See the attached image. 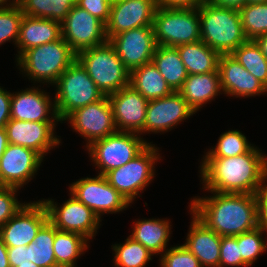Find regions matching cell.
<instances>
[{
	"instance_id": "1",
	"label": "cell",
	"mask_w": 267,
	"mask_h": 267,
	"mask_svg": "<svg viewBox=\"0 0 267 267\" xmlns=\"http://www.w3.org/2000/svg\"><path fill=\"white\" fill-rule=\"evenodd\" d=\"M257 147L234 157H204L202 189L218 193L256 194L267 182V156Z\"/></svg>"
},
{
	"instance_id": "2",
	"label": "cell",
	"mask_w": 267,
	"mask_h": 267,
	"mask_svg": "<svg viewBox=\"0 0 267 267\" xmlns=\"http://www.w3.org/2000/svg\"><path fill=\"white\" fill-rule=\"evenodd\" d=\"M195 197L190 211L220 236H237L257 228L256 194L218 193Z\"/></svg>"
},
{
	"instance_id": "3",
	"label": "cell",
	"mask_w": 267,
	"mask_h": 267,
	"mask_svg": "<svg viewBox=\"0 0 267 267\" xmlns=\"http://www.w3.org/2000/svg\"><path fill=\"white\" fill-rule=\"evenodd\" d=\"M198 10L201 41L220 55L231 54L247 41L237 9L218 7L206 0Z\"/></svg>"
},
{
	"instance_id": "4",
	"label": "cell",
	"mask_w": 267,
	"mask_h": 267,
	"mask_svg": "<svg viewBox=\"0 0 267 267\" xmlns=\"http://www.w3.org/2000/svg\"><path fill=\"white\" fill-rule=\"evenodd\" d=\"M76 60V53L61 37L26 50L15 62L20 72L35 84L54 85L61 74Z\"/></svg>"
},
{
	"instance_id": "5",
	"label": "cell",
	"mask_w": 267,
	"mask_h": 267,
	"mask_svg": "<svg viewBox=\"0 0 267 267\" xmlns=\"http://www.w3.org/2000/svg\"><path fill=\"white\" fill-rule=\"evenodd\" d=\"M76 60L106 96L129 85L130 71L109 41L80 51Z\"/></svg>"
},
{
	"instance_id": "6",
	"label": "cell",
	"mask_w": 267,
	"mask_h": 267,
	"mask_svg": "<svg viewBox=\"0 0 267 267\" xmlns=\"http://www.w3.org/2000/svg\"><path fill=\"white\" fill-rule=\"evenodd\" d=\"M55 85V108L61 123L76 109L105 96L77 60L61 74Z\"/></svg>"
},
{
	"instance_id": "7",
	"label": "cell",
	"mask_w": 267,
	"mask_h": 267,
	"mask_svg": "<svg viewBox=\"0 0 267 267\" xmlns=\"http://www.w3.org/2000/svg\"><path fill=\"white\" fill-rule=\"evenodd\" d=\"M152 26L157 46L177 47L201 40L198 7L158 6Z\"/></svg>"
},
{
	"instance_id": "8",
	"label": "cell",
	"mask_w": 267,
	"mask_h": 267,
	"mask_svg": "<svg viewBox=\"0 0 267 267\" xmlns=\"http://www.w3.org/2000/svg\"><path fill=\"white\" fill-rule=\"evenodd\" d=\"M150 144L134 159L125 165L112 169L104 176L109 184L114 187L131 204L134 199L141 197L139 192L149 186L155 176V162L160 160L159 148Z\"/></svg>"
},
{
	"instance_id": "9",
	"label": "cell",
	"mask_w": 267,
	"mask_h": 267,
	"mask_svg": "<svg viewBox=\"0 0 267 267\" xmlns=\"http://www.w3.org/2000/svg\"><path fill=\"white\" fill-rule=\"evenodd\" d=\"M149 144L138 133L116 131L105 138L93 141L86 148L96 169H100L98 174L105 175L134 159Z\"/></svg>"
},
{
	"instance_id": "10",
	"label": "cell",
	"mask_w": 267,
	"mask_h": 267,
	"mask_svg": "<svg viewBox=\"0 0 267 267\" xmlns=\"http://www.w3.org/2000/svg\"><path fill=\"white\" fill-rule=\"evenodd\" d=\"M70 194L90 208L101 220L105 213H119L130 206L127 199L112 187L104 175L86 177L69 186Z\"/></svg>"
},
{
	"instance_id": "11",
	"label": "cell",
	"mask_w": 267,
	"mask_h": 267,
	"mask_svg": "<svg viewBox=\"0 0 267 267\" xmlns=\"http://www.w3.org/2000/svg\"><path fill=\"white\" fill-rule=\"evenodd\" d=\"M61 206L53 199L41 200L47 210L48 220L61 231L76 232L88 240L92 239L102 220L72 194Z\"/></svg>"
},
{
	"instance_id": "12",
	"label": "cell",
	"mask_w": 267,
	"mask_h": 267,
	"mask_svg": "<svg viewBox=\"0 0 267 267\" xmlns=\"http://www.w3.org/2000/svg\"><path fill=\"white\" fill-rule=\"evenodd\" d=\"M62 38L77 54L108 41L106 25L76 4L61 22Z\"/></svg>"
},
{
	"instance_id": "13",
	"label": "cell",
	"mask_w": 267,
	"mask_h": 267,
	"mask_svg": "<svg viewBox=\"0 0 267 267\" xmlns=\"http://www.w3.org/2000/svg\"><path fill=\"white\" fill-rule=\"evenodd\" d=\"M63 121H69L73 130L86 138L88 147L93 141L115 133L113 110L108 96L70 113Z\"/></svg>"
},
{
	"instance_id": "14",
	"label": "cell",
	"mask_w": 267,
	"mask_h": 267,
	"mask_svg": "<svg viewBox=\"0 0 267 267\" xmlns=\"http://www.w3.org/2000/svg\"><path fill=\"white\" fill-rule=\"evenodd\" d=\"M47 221L48 213L44 203L41 200L30 201L0 227V235L7 247L27 246L34 241Z\"/></svg>"
},
{
	"instance_id": "15",
	"label": "cell",
	"mask_w": 267,
	"mask_h": 267,
	"mask_svg": "<svg viewBox=\"0 0 267 267\" xmlns=\"http://www.w3.org/2000/svg\"><path fill=\"white\" fill-rule=\"evenodd\" d=\"M109 42L129 71L151 63L157 47L153 26L121 32L113 36Z\"/></svg>"
},
{
	"instance_id": "16",
	"label": "cell",
	"mask_w": 267,
	"mask_h": 267,
	"mask_svg": "<svg viewBox=\"0 0 267 267\" xmlns=\"http://www.w3.org/2000/svg\"><path fill=\"white\" fill-rule=\"evenodd\" d=\"M193 114H195V111L178 91L166 97L150 100L146 108L144 129L139 135L150 134L151 132L155 134L166 133Z\"/></svg>"
},
{
	"instance_id": "17",
	"label": "cell",
	"mask_w": 267,
	"mask_h": 267,
	"mask_svg": "<svg viewBox=\"0 0 267 267\" xmlns=\"http://www.w3.org/2000/svg\"><path fill=\"white\" fill-rule=\"evenodd\" d=\"M43 160L33 149L8 144L0 159L1 185L21 189L32 180Z\"/></svg>"
},
{
	"instance_id": "18",
	"label": "cell",
	"mask_w": 267,
	"mask_h": 267,
	"mask_svg": "<svg viewBox=\"0 0 267 267\" xmlns=\"http://www.w3.org/2000/svg\"><path fill=\"white\" fill-rule=\"evenodd\" d=\"M56 123L10 119L4 128L9 144L33 149L45 158L51 149L61 143V139L55 135Z\"/></svg>"
},
{
	"instance_id": "19",
	"label": "cell",
	"mask_w": 267,
	"mask_h": 267,
	"mask_svg": "<svg viewBox=\"0 0 267 267\" xmlns=\"http://www.w3.org/2000/svg\"><path fill=\"white\" fill-rule=\"evenodd\" d=\"M157 7L155 0H126L112 3L106 24L108 41L121 32L152 26Z\"/></svg>"
},
{
	"instance_id": "20",
	"label": "cell",
	"mask_w": 267,
	"mask_h": 267,
	"mask_svg": "<svg viewBox=\"0 0 267 267\" xmlns=\"http://www.w3.org/2000/svg\"><path fill=\"white\" fill-rule=\"evenodd\" d=\"M52 99L38 86L12 93L11 119L25 122H61L56 112L55 101H51Z\"/></svg>"
},
{
	"instance_id": "21",
	"label": "cell",
	"mask_w": 267,
	"mask_h": 267,
	"mask_svg": "<svg viewBox=\"0 0 267 267\" xmlns=\"http://www.w3.org/2000/svg\"><path fill=\"white\" fill-rule=\"evenodd\" d=\"M117 131L140 133L144 129L148 100L130 85L108 95Z\"/></svg>"
},
{
	"instance_id": "22",
	"label": "cell",
	"mask_w": 267,
	"mask_h": 267,
	"mask_svg": "<svg viewBox=\"0 0 267 267\" xmlns=\"http://www.w3.org/2000/svg\"><path fill=\"white\" fill-rule=\"evenodd\" d=\"M223 94L235 97L263 95L267 87L246 70L231 54H222L218 60Z\"/></svg>"
},
{
	"instance_id": "23",
	"label": "cell",
	"mask_w": 267,
	"mask_h": 267,
	"mask_svg": "<svg viewBox=\"0 0 267 267\" xmlns=\"http://www.w3.org/2000/svg\"><path fill=\"white\" fill-rule=\"evenodd\" d=\"M190 213L193 215L192 222L183 245L203 267H219L221 236Z\"/></svg>"
},
{
	"instance_id": "24",
	"label": "cell",
	"mask_w": 267,
	"mask_h": 267,
	"mask_svg": "<svg viewBox=\"0 0 267 267\" xmlns=\"http://www.w3.org/2000/svg\"><path fill=\"white\" fill-rule=\"evenodd\" d=\"M62 37L61 23L46 18L23 16L17 40L16 60L28 49L59 40Z\"/></svg>"
},
{
	"instance_id": "25",
	"label": "cell",
	"mask_w": 267,
	"mask_h": 267,
	"mask_svg": "<svg viewBox=\"0 0 267 267\" xmlns=\"http://www.w3.org/2000/svg\"><path fill=\"white\" fill-rule=\"evenodd\" d=\"M178 92L197 113L203 105L205 106L206 103L214 100L218 94L223 93L219 71L188 74L182 88Z\"/></svg>"
},
{
	"instance_id": "26",
	"label": "cell",
	"mask_w": 267,
	"mask_h": 267,
	"mask_svg": "<svg viewBox=\"0 0 267 267\" xmlns=\"http://www.w3.org/2000/svg\"><path fill=\"white\" fill-rule=\"evenodd\" d=\"M133 231L129 235L135 241L141 243L154 255L163 254L171 232V226L169 220L165 219H138L133 222Z\"/></svg>"
},
{
	"instance_id": "27",
	"label": "cell",
	"mask_w": 267,
	"mask_h": 267,
	"mask_svg": "<svg viewBox=\"0 0 267 267\" xmlns=\"http://www.w3.org/2000/svg\"><path fill=\"white\" fill-rule=\"evenodd\" d=\"M129 85L148 101L174 92L152 62L130 71Z\"/></svg>"
},
{
	"instance_id": "28",
	"label": "cell",
	"mask_w": 267,
	"mask_h": 267,
	"mask_svg": "<svg viewBox=\"0 0 267 267\" xmlns=\"http://www.w3.org/2000/svg\"><path fill=\"white\" fill-rule=\"evenodd\" d=\"M187 74H202L218 71L220 54L203 41L177 46Z\"/></svg>"
},
{
	"instance_id": "29",
	"label": "cell",
	"mask_w": 267,
	"mask_h": 267,
	"mask_svg": "<svg viewBox=\"0 0 267 267\" xmlns=\"http://www.w3.org/2000/svg\"><path fill=\"white\" fill-rule=\"evenodd\" d=\"M151 62L174 92L182 88L188 74L177 47L157 46Z\"/></svg>"
},
{
	"instance_id": "30",
	"label": "cell",
	"mask_w": 267,
	"mask_h": 267,
	"mask_svg": "<svg viewBox=\"0 0 267 267\" xmlns=\"http://www.w3.org/2000/svg\"><path fill=\"white\" fill-rule=\"evenodd\" d=\"M90 241L76 232L58 230L55 227L53 251L59 267H76L77 259L88 248Z\"/></svg>"
},
{
	"instance_id": "31",
	"label": "cell",
	"mask_w": 267,
	"mask_h": 267,
	"mask_svg": "<svg viewBox=\"0 0 267 267\" xmlns=\"http://www.w3.org/2000/svg\"><path fill=\"white\" fill-rule=\"evenodd\" d=\"M55 226L48 220L29 244V260L38 267H59L53 251Z\"/></svg>"
},
{
	"instance_id": "32",
	"label": "cell",
	"mask_w": 267,
	"mask_h": 267,
	"mask_svg": "<svg viewBox=\"0 0 267 267\" xmlns=\"http://www.w3.org/2000/svg\"><path fill=\"white\" fill-rule=\"evenodd\" d=\"M24 15L62 22L76 4V0H21Z\"/></svg>"
},
{
	"instance_id": "33",
	"label": "cell",
	"mask_w": 267,
	"mask_h": 267,
	"mask_svg": "<svg viewBox=\"0 0 267 267\" xmlns=\"http://www.w3.org/2000/svg\"><path fill=\"white\" fill-rule=\"evenodd\" d=\"M231 55L267 87V58L254 40H247L235 49Z\"/></svg>"
},
{
	"instance_id": "34",
	"label": "cell",
	"mask_w": 267,
	"mask_h": 267,
	"mask_svg": "<svg viewBox=\"0 0 267 267\" xmlns=\"http://www.w3.org/2000/svg\"><path fill=\"white\" fill-rule=\"evenodd\" d=\"M112 246L115 254L113 262L116 267H145L154 255L130 236L125 239L124 243L114 244Z\"/></svg>"
},
{
	"instance_id": "35",
	"label": "cell",
	"mask_w": 267,
	"mask_h": 267,
	"mask_svg": "<svg viewBox=\"0 0 267 267\" xmlns=\"http://www.w3.org/2000/svg\"><path fill=\"white\" fill-rule=\"evenodd\" d=\"M238 11L247 40H255L267 33V2L246 3Z\"/></svg>"
},
{
	"instance_id": "36",
	"label": "cell",
	"mask_w": 267,
	"mask_h": 267,
	"mask_svg": "<svg viewBox=\"0 0 267 267\" xmlns=\"http://www.w3.org/2000/svg\"><path fill=\"white\" fill-rule=\"evenodd\" d=\"M217 142L212 149H208L205 157H234L247 153L254 147L240 130L222 133Z\"/></svg>"
},
{
	"instance_id": "37",
	"label": "cell",
	"mask_w": 267,
	"mask_h": 267,
	"mask_svg": "<svg viewBox=\"0 0 267 267\" xmlns=\"http://www.w3.org/2000/svg\"><path fill=\"white\" fill-rule=\"evenodd\" d=\"M267 232L264 228H257L235 236L239 245L242 261L251 266L260 254L267 250V239H263V234Z\"/></svg>"
},
{
	"instance_id": "38",
	"label": "cell",
	"mask_w": 267,
	"mask_h": 267,
	"mask_svg": "<svg viewBox=\"0 0 267 267\" xmlns=\"http://www.w3.org/2000/svg\"><path fill=\"white\" fill-rule=\"evenodd\" d=\"M23 16L19 4H11L7 8L0 9V45L12 40L17 45Z\"/></svg>"
},
{
	"instance_id": "39",
	"label": "cell",
	"mask_w": 267,
	"mask_h": 267,
	"mask_svg": "<svg viewBox=\"0 0 267 267\" xmlns=\"http://www.w3.org/2000/svg\"><path fill=\"white\" fill-rule=\"evenodd\" d=\"M159 261L161 267H203L199 260L182 244L167 248Z\"/></svg>"
},
{
	"instance_id": "40",
	"label": "cell",
	"mask_w": 267,
	"mask_h": 267,
	"mask_svg": "<svg viewBox=\"0 0 267 267\" xmlns=\"http://www.w3.org/2000/svg\"><path fill=\"white\" fill-rule=\"evenodd\" d=\"M19 188L0 187V227H2L12 216H14L25 204L16 198Z\"/></svg>"
},
{
	"instance_id": "41",
	"label": "cell",
	"mask_w": 267,
	"mask_h": 267,
	"mask_svg": "<svg viewBox=\"0 0 267 267\" xmlns=\"http://www.w3.org/2000/svg\"><path fill=\"white\" fill-rule=\"evenodd\" d=\"M225 266L247 267L242 261V255L235 236H221L219 267Z\"/></svg>"
},
{
	"instance_id": "42",
	"label": "cell",
	"mask_w": 267,
	"mask_h": 267,
	"mask_svg": "<svg viewBox=\"0 0 267 267\" xmlns=\"http://www.w3.org/2000/svg\"><path fill=\"white\" fill-rule=\"evenodd\" d=\"M111 0H76V5L88 11L105 25L110 17Z\"/></svg>"
},
{
	"instance_id": "43",
	"label": "cell",
	"mask_w": 267,
	"mask_h": 267,
	"mask_svg": "<svg viewBox=\"0 0 267 267\" xmlns=\"http://www.w3.org/2000/svg\"><path fill=\"white\" fill-rule=\"evenodd\" d=\"M258 225L267 230V184L256 193Z\"/></svg>"
},
{
	"instance_id": "44",
	"label": "cell",
	"mask_w": 267,
	"mask_h": 267,
	"mask_svg": "<svg viewBox=\"0 0 267 267\" xmlns=\"http://www.w3.org/2000/svg\"><path fill=\"white\" fill-rule=\"evenodd\" d=\"M10 267H17L18 264L29 263V245L7 247Z\"/></svg>"
},
{
	"instance_id": "45",
	"label": "cell",
	"mask_w": 267,
	"mask_h": 267,
	"mask_svg": "<svg viewBox=\"0 0 267 267\" xmlns=\"http://www.w3.org/2000/svg\"><path fill=\"white\" fill-rule=\"evenodd\" d=\"M10 91H7L0 86V128H4L8 121L11 119L10 104H11Z\"/></svg>"
},
{
	"instance_id": "46",
	"label": "cell",
	"mask_w": 267,
	"mask_h": 267,
	"mask_svg": "<svg viewBox=\"0 0 267 267\" xmlns=\"http://www.w3.org/2000/svg\"><path fill=\"white\" fill-rule=\"evenodd\" d=\"M157 6L191 8L199 7L206 0H155Z\"/></svg>"
},
{
	"instance_id": "47",
	"label": "cell",
	"mask_w": 267,
	"mask_h": 267,
	"mask_svg": "<svg viewBox=\"0 0 267 267\" xmlns=\"http://www.w3.org/2000/svg\"><path fill=\"white\" fill-rule=\"evenodd\" d=\"M215 6L222 8H233V9H241L246 3L247 0H208Z\"/></svg>"
},
{
	"instance_id": "48",
	"label": "cell",
	"mask_w": 267,
	"mask_h": 267,
	"mask_svg": "<svg viewBox=\"0 0 267 267\" xmlns=\"http://www.w3.org/2000/svg\"><path fill=\"white\" fill-rule=\"evenodd\" d=\"M0 267H10L7 253V246L0 235Z\"/></svg>"
},
{
	"instance_id": "49",
	"label": "cell",
	"mask_w": 267,
	"mask_h": 267,
	"mask_svg": "<svg viewBox=\"0 0 267 267\" xmlns=\"http://www.w3.org/2000/svg\"><path fill=\"white\" fill-rule=\"evenodd\" d=\"M8 138L5 128H0V159L8 146Z\"/></svg>"
},
{
	"instance_id": "50",
	"label": "cell",
	"mask_w": 267,
	"mask_h": 267,
	"mask_svg": "<svg viewBox=\"0 0 267 267\" xmlns=\"http://www.w3.org/2000/svg\"><path fill=\"white\" fill-rule=\"evenodd\" d=\"M257 45L260 47L261 52L264 54V56L267 58V33H265L262 36H259L254 40Z\"/></svg>"
},
{
	"instance_id": "51",
	"label": "cell",
	"mask_w": 267,
	"mask_h": 267,
	"mask_svg": "<svg viewBox=\"0 0 267 267\" xmlns=\"http://www.w3.org/2000/svg\"><path fill=\"white\" fill-rule=\"evenodd\" d=\"M11 4H13V3L10 0H0V9L7 8Z\"/></svg>"
},
{
	"instance_id": "52",
	"label": "cell",
	"mask_w": 267,
	"mask_h": 267,
	"mask_svg": "<svg viewBox=\"0 0 267 267\" xmlns=\"http://www.w3.org/2000/svg\"><path fill=\"white\" fill-rule=\"evenodd\" d=\"M17 267H38L37 265H35L32 261H29V263H25V264H18Z\"/></svg>"
},
{
	"instance_id": "53",
	"label": "cell",
	"mask_w": 267,
	"mask_h": 267,
	"mask_svg": "<svg viewBox=\"0 0 267 267\" xmlns=\"http://www.w3.org/2000/svg\"><path fill=\"white\" fill-rule=\"evenodd\" d=\"M267 0H247V3H265Z\"/></svg>"
},
{
	"instance_id": "54",
	"label": "cell",
	"mask_w": 267,
	"mask_h": 267,
	"mask_svg": "<svg viewBox=\"0 0 267 267\" xmlns=\"http://www.w3.org/2000/svg\"><path fill=\"white\" fill-rule=\"evenodd\" d=\"M11 1V0H10ZM21 0H12L13 4H18Z\"/></svg>"
},
{
	"instance_id": "55",
	"label": "cell",
	"mask_w": 267,
	"mask_h": 267,
	"mask_svg": "<svg viewBox=\"0 0 267 267\" xmlns=\"http://www.w3.org/2000/svg\"><path fill=\"white\" fill-rule=\"evenodd\" d=\"M121 1H126V0H111V3H116V2H121Z\"/></svg>"
}]
</instances>
